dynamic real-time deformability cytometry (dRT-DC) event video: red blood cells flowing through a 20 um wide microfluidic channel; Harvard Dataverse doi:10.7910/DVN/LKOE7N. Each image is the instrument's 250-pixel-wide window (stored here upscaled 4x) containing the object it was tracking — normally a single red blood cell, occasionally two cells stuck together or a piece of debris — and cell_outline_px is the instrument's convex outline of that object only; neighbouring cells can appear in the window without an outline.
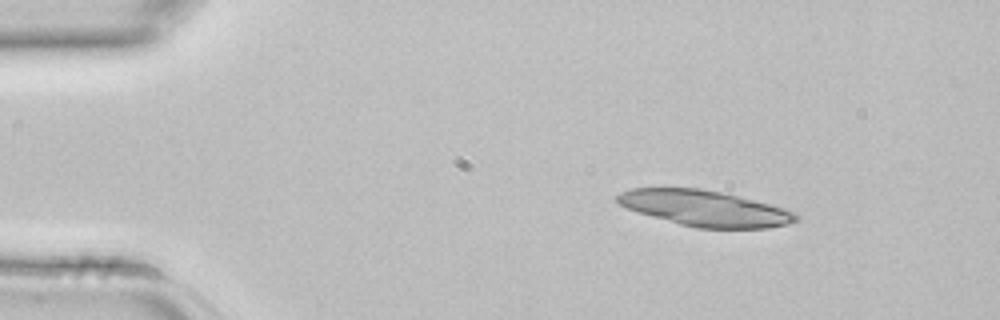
{"species": "common noctule bat (a hibernating species)", "species_latin": "Nyctalus noctula", "temperature_condition": "room temperature", "stored_images_in_passage": 5, "camera_frame_rate_fps": 3000, "um_per_image_px": 0.085, "animal": {"sex": "female", "body_mass_g": 22.7, "forearm_length_mm": 54.2}, "frame": {"image": 1, "passage_image": 2, "time_ms": 0.333, "image_size_px": [1000, 320], "cell_outline_px": [[800, 220], [788, 224], [768, 228], [696, 228], [680, 224], [640, 212], [628, 208], [620, 204], [616, 200], [616, 196], [620, 192], [632, 188], [700, 188], [720, 192], [784, 208], [796, 212], [800, 216]], "centroid_in_image_um": [59.95, 17.71], "position_along_channel_um": 25.1, "area_um2": 36.82}}
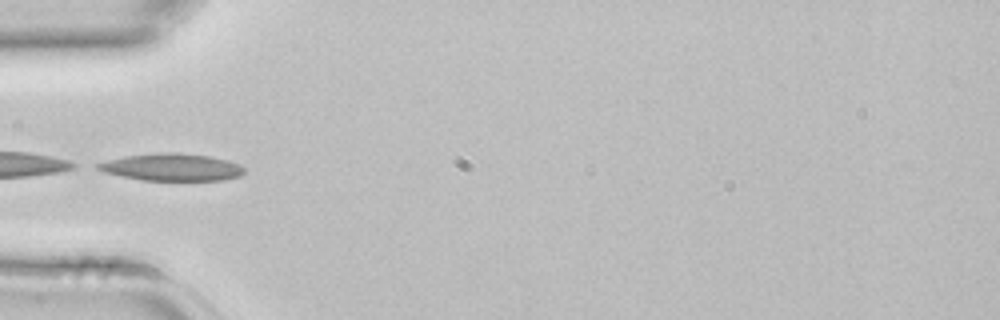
{"frame": {"image": 2, "passage_image": 4, "time_ms": 1.0, "image_size_px": [1000, 320], "cell_outline_px": [[244, 172], [240, 176], [224, 180], [140, 180], [104, 172], [96, 168], [96, 164], [108, 160], [124, 156], [156, 152], [176, 152], [208, 156], [228, 160], [240, 164], [244, 168]], "centroid_in_image_um": [14.61, 14.2], "position_along_channel_um": 70.4, "area_um2": 23.29}}